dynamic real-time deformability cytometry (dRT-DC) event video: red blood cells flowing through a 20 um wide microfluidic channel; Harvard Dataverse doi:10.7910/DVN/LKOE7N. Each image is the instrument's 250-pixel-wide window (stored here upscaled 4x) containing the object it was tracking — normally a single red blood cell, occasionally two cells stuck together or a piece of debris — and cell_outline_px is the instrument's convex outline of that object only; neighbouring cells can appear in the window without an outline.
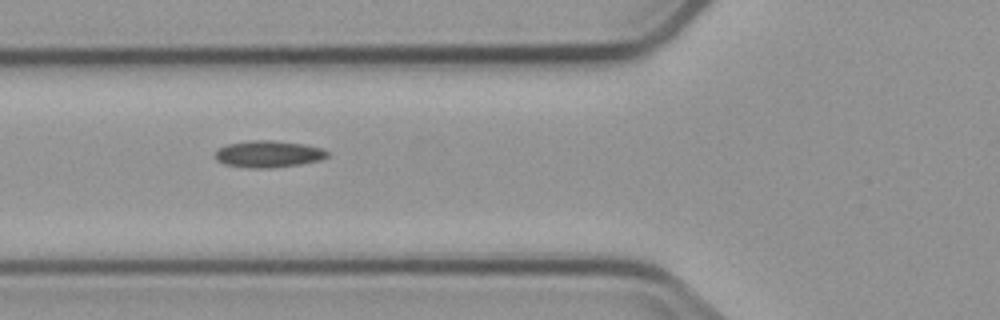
{"species": "common noctule bat (a hibernating species)", "species_latin": "Nyctalus noctula", "temperature_condition": "cold", "stored_images_in_passage": 7, "camera_frame_rate_fps": 3000, "um_per_image_px": 0.085, "animal": {"sex": "male", "body_mass_g": 23.1, "forearm_length_mm": 52.7}, "frame": {"image": 1, "passage_image": 6, "time_ms": 6.667, "image_size_px": [1000, 320], "cell_outline_px": [[328, 156], [320, 160], [300, 164], [272, 168], [248, 168], [224, 164], [216, 160], [216, 152], [220, 148], [228, 144], [252, 140], [272, 140], [304, 144], [324, 148], [328, 152]], "centroid_in_image_um": [22.84, 13.09], "position_along_channel_um": 103.0, "area_um2": 17.51}}
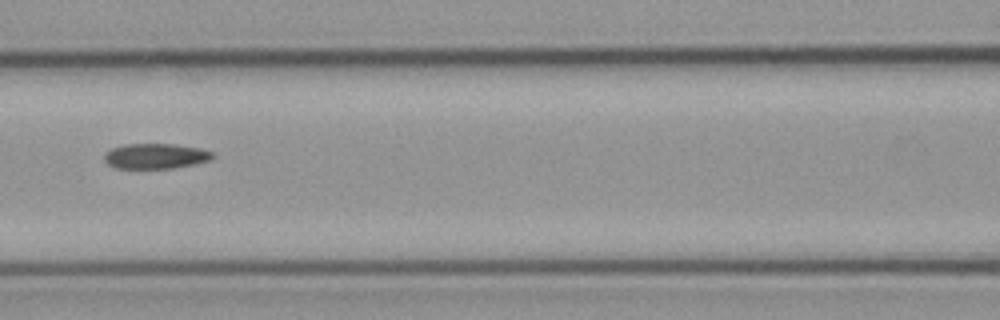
{"frame": {"image": 2, "passage_image": 7, "time_ms": 8.0, "image_size_px": [1000, 320], "cell_outline_px": [[216, 156], [212, 160], [196, 164], [172, 168], [116, 168], [108, 164], [104, 160], [104, 156], [112, 148], [128, 144], [172, 144], [200, 148], [212, 152]], "centroid_in_image_um": [13.28, 13.27], "position_along_channel_um": 153.3, "area_um2": 15.9}}